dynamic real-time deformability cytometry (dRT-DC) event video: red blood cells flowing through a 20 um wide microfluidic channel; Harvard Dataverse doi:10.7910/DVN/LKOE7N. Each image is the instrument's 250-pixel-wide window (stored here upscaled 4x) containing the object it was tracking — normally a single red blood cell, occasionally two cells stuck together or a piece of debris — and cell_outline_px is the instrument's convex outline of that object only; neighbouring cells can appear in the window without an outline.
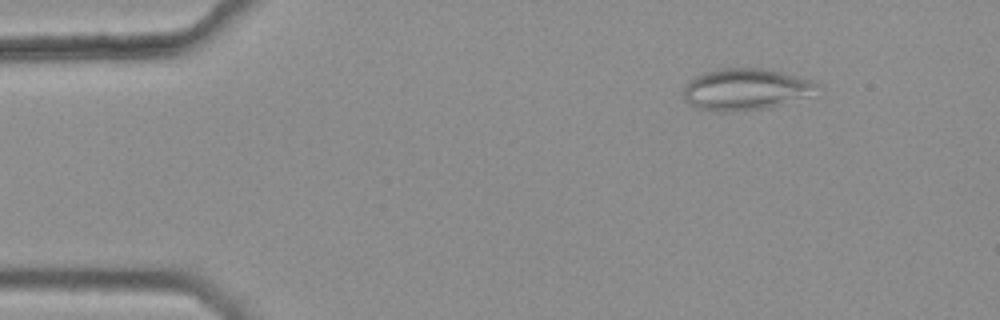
{"species": "common noctule bat (a hibernating species)", "species_latin": "Nyctalus noctula", "temperature_condition": "warm", "stored_images_in_passage": 4, "camera_frame_rate_fps": 3000, "um_per_image_px": 0.085, "animal": {"sex": "female", "body_mass_g": 25.1}, "frame": {"image": 1, "passage_image": 2, "time_ms": 0.333, "image_size_px": [1000, 320], "cell_outline_px": [[820, 84], [800, 96], [764, 108], [736, 112], [720, 112], [700, 108], [684, 100], [684, 88], [688, 80], [704, 72], [720, 68], [768, 68], [784, 72], [812, 80]], "centroid_in_image_um": [63.25, 7.56], "position_along_channel_um": 21.8, "area_um2": 31.56}}